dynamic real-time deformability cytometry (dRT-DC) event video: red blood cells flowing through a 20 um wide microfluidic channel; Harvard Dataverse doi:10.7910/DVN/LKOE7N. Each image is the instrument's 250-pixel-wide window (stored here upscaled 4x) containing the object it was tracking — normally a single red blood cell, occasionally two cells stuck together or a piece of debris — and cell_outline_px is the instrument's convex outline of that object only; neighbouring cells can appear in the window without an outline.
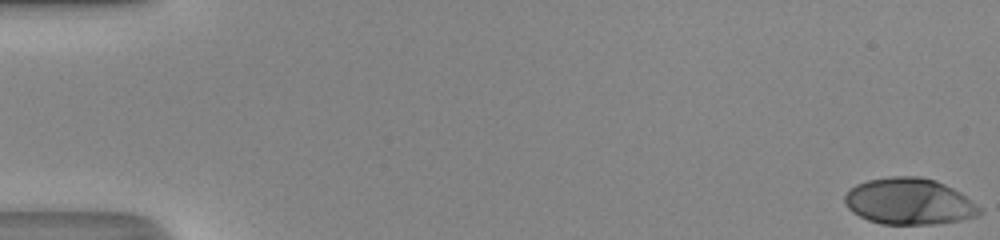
{"species": "human", "species_latin": "Homo sapiens", "temperature_condition": "room temperature", "stored_images_in_passage": 49, "camera_frame_rate_fps": 3000, "um_per_image_px": 0.085, "donor": {"sex": "male"}, "frame": {"image": 1, "passage_image": 1, "time_ms": 0.0, "image_size_px": [1000, 240], "cell_outline_px": [[980, 212], [976, 216], [960, 220], [932, 224], [880, 224], [868, 220], [852, 212], [844, 204], [844, 196], [856, 184], [868, 180], [892, 176], [920, 176], [936, 180], [960, 192], [980, 208]], "centroid_in_image_um": [77.24, 17.12], "position_along_channel_um": 7.8, "area_um2": 36.24}}
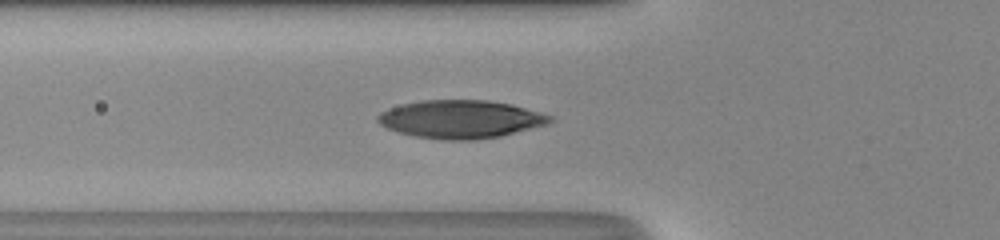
{"frame": {"image": 2, "passage_image": 19, "time_ms": 6.0, "image_size_px": [1000, 240], "cell_outline_px": [[556, 120], [548, 124], [500, 136], [476, 140], [444, 140], [416, 136], [400, 132], [388, 128], [380, 124], [376, 120], [376, 116], [380, 112], [400, 104], [420, 100], [488, 100], [512, 104], [540, 112], [552, 116]], "centroid_in_image_um": [39.17, 10.12], "position_along_channel_um": 86.6, "area_um2": 38.32}}
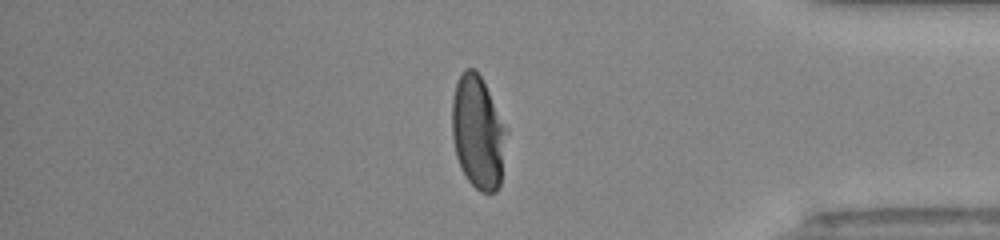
{"frame": {"image": 3, "passage_image": 42, "time_ms": 13.667, "image_size_px": [1000, 240], "cell_outline_px": [[508, 132], [500, 184], [496, 192], [480, 192], [468, 180], [460, 168], [456, 156], [452, 136], [452, 96], [460, 72], [464, 68], [472, 68], [480, 76], [508, 128]], "centroid_in_image_um": [40.63, 11.25], "position_along_channel_um": 394.6, "area_um2": 36.24}, "authors_computed_cell_mechanics": {"area_um2": 37.2232, "velocity_mm_per_s": 4.3257, "shape_relaxation_time_tau1_ms": 4.1193, "shape_relaxation_time_tau2_ms": null, "deformation_change_tau1": 0.2238, "deformation_change_tau2": null}}